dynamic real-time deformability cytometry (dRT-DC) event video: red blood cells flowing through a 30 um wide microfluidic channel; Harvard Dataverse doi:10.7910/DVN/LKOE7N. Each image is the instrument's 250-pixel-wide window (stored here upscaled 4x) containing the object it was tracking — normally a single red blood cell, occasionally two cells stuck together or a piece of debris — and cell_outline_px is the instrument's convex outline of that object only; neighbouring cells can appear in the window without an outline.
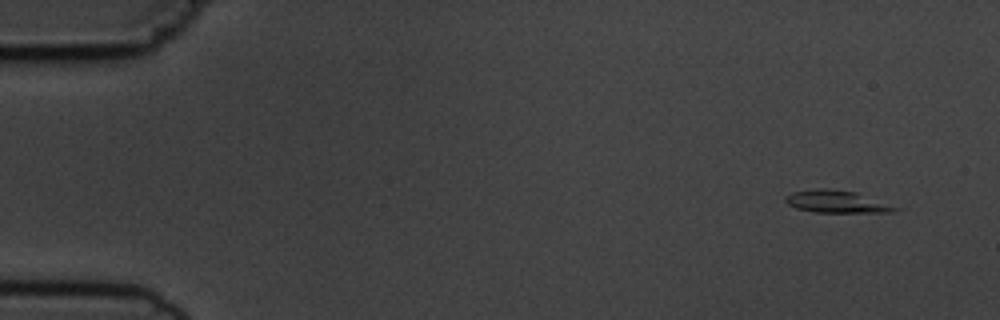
{"species": "common noctule bat (a hibernating species)", "species_latin": "Nyctalus noctula", "temperature_condition": "cold", "stored_images_in_passage": 9, "camera_frame_rate_fps": 3000, "um_per_image_px": 0.085, "animal": {"sex": "male", "body_mass_g": 19.5, "forearm_length_mm": 54.6}, "frame": {"image": 1, "passage_image": 1, "time_ms": 0.0, "image_size_px": [1000, 320], "cell_outline_px": [[904, 208], [896, 212], [816, 212], [796, 208], [788, 204], [784, 200], [784, 196], [792, 192], [820, 188], [824, 188], [856, 192]], "centroid_in_image_um": [71.18, 17.14], "position_along_channel_um": 13.8, "area_um2": 14.39}}
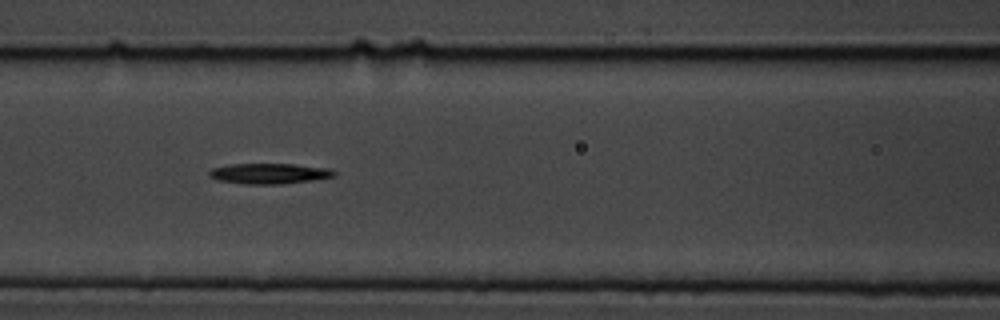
{"frame": {"image": 2, "passage_image": 7, "time_ms": 6.667, "image_size_px": [1000, 320], "cell_outline_px": [[336, 176], [312, 180], [280, 184], [244, 184], [216, 180], [208, 176], [208, 172], [212, 168], [228, 164], [296, 164], [328, 168], [336, 172]], "centroid_in_image_um": [22.85, 14.75], "position_along_channel_um": 143.7, "area_um2": 15.03}}
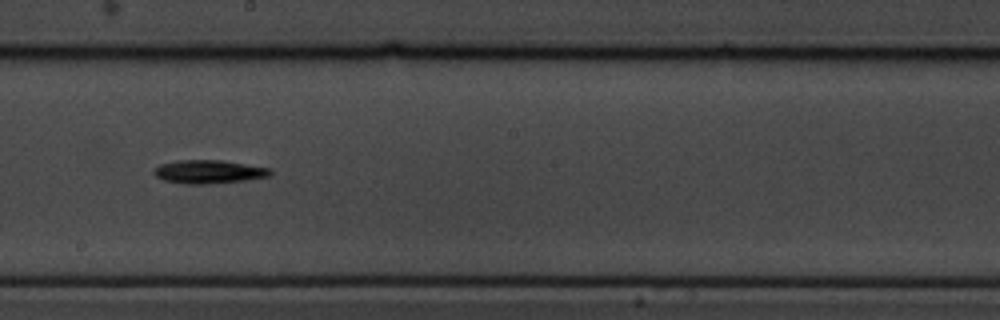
{"frame": {"image": 3, "passage_image": 9, "time_ms": 9.0, "image_size_px": [1000, 320], "cell_outline_px": [[272, 172], [268, 176], [244, 180], [208, 184], [184, 184], [164, 180], [156, 176], [152, 172], [160, 164], [180, 160], [220, 160], [272, 168]], "centroid_in_image_um": [17.74, 14.6], "position_along_channel_um": 230.5, "area_um2": 15.78}}